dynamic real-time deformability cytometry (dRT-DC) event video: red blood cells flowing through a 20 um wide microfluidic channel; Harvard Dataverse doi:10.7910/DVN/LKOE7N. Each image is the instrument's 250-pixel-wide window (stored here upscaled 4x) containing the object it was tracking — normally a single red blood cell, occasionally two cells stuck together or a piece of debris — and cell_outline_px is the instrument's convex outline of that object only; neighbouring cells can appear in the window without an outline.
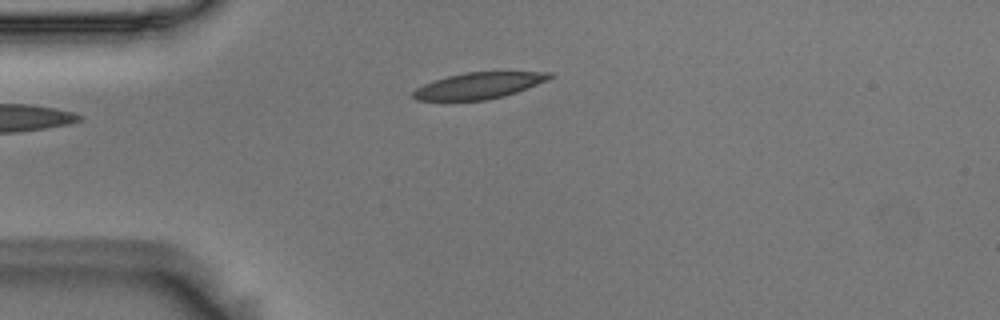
{"species": "Egyptian fruit bat (a non-hibernating species)", "species_latin": "Rousettus aegyptiacus", "temperature_condition": "room temperature", "stored_images_in_passage": 3, "camera_frame_rate_fps": 3000, "um_per_image_px": 0.085, "animal": {"sex": "male"}, "frame": {"image": 1, "passage_image": 3, "time_ms": 0.667, "image_size_px": [1000, 320], "cell_outline_px": [[552, 76], [548, 80], [516, 92], [504, 96], [488, 100], [416, 100], [412, 96], [412, 92], [416, 88], [424, 84], [448, 76], [464, 72], [552, 72]], "centroid_in_image_um": [40.69, 7.28], "position_along_channel_um": 44.3, "area_um2": 20.69}}